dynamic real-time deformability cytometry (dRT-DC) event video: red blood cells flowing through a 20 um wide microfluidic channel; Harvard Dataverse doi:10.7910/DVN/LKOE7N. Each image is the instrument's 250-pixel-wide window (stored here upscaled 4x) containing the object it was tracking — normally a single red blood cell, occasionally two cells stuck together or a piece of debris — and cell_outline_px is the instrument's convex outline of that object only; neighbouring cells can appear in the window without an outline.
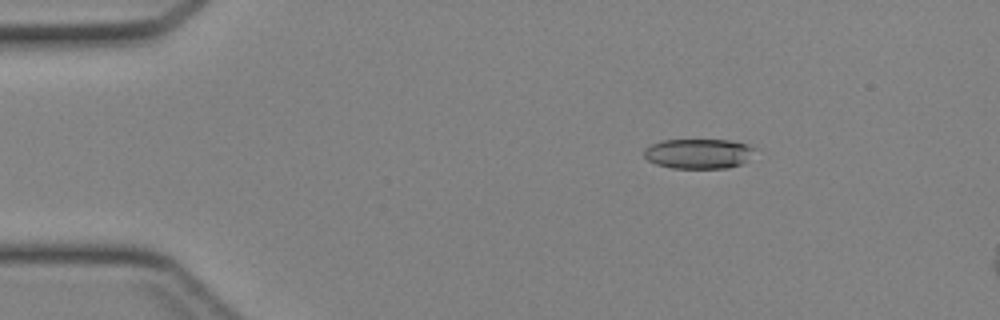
{"species": "Egyptian fruit bat (a non-hibernating species)", "species_latin": "Rousettus aegyptiacus", "temperature_condition": "cold", "stored_images_in_passage": 14, "camera_frame_rate_fps": 3000, "um_per_image_px": 0.085, "animal": {"sex": "female"}, "frame": {"image": 1, "passage_image": 8, "time_ms": 2.333, "image_size_px": [1000, 320], "cell_outline_px": [[756, 148], [740, 164], [728, 168], [672, 168], [656, 164], [648, 160], [644, 156], [644, 148], [660, 140], [732, 140]], "centroid_in_image_um": [59.3, 13.05], "position_along_channel_um": 25.7, "area_um2": 19.07}}